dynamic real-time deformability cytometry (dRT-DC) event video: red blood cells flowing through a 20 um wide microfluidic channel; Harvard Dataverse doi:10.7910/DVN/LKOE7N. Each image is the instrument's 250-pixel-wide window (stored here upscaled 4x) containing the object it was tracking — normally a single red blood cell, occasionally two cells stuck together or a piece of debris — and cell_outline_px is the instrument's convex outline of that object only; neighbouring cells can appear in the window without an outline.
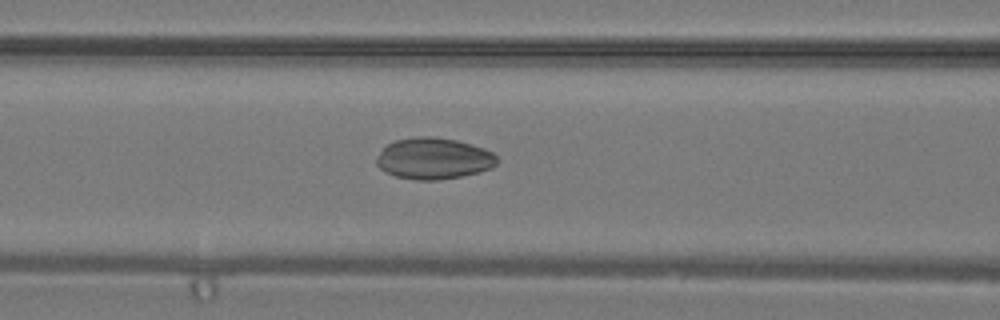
{"species": "common noctule bat (a hibernating species)", "species_latin": "Nyctalus noctula", "temperature_condition": "warm", "stored_images_in_passage": 31, "camera_frame_rate_fps": 3000, "um_per_image_px": 0.085, "animal": {"sex": "male", "body_mass_g": 19.2, "forearm_length_mm": 51.8}, "frame": {"image": 1, "passage_image": 9, "time_ms": 2.667, "image_size_px": [1000, 320], "cell_outline_px": [[500, 160], [492, 168], [460, 176], [436, 180], [416, 180], [396, 176], [384, 172], [376, 164], [376, 156], [388, 144], [396, 140], [416, 136], [432, 136], [456, 140], [484, 148], [492, 152]], "centroid_in_image_um": [36.85, 13.47], "position_along_channel_um": 129.7, "area_um2": 29.02}}
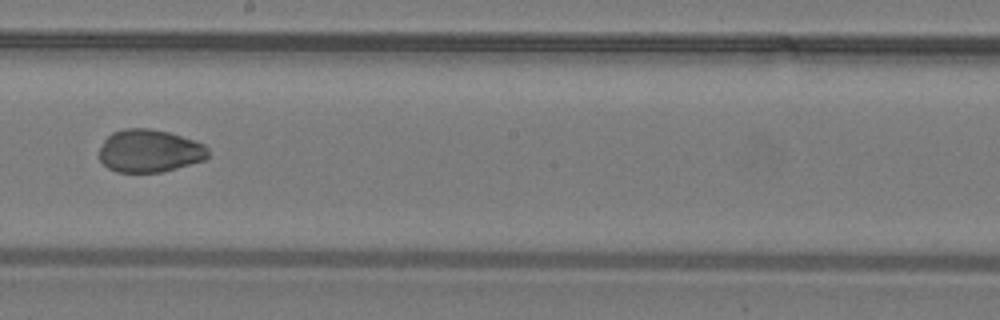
{"frame": {"image": 2, "passage_image": 15, "time_ms": 4.667, "image_size_px": [1000, 320], "cell_outline_px": [[208, 156], [204, 160], [176, 168], [160, 172], [116, 172], [108, 168], [96, 156], [104, 140], [112, 132], [124, 128], [148, 128], [168, 132], [204, 144], [208, 148]], "centroid_in_image_um": [12.66, 12.83], "position_along_channel_um": 235.5, "area_um2": 27.17}}
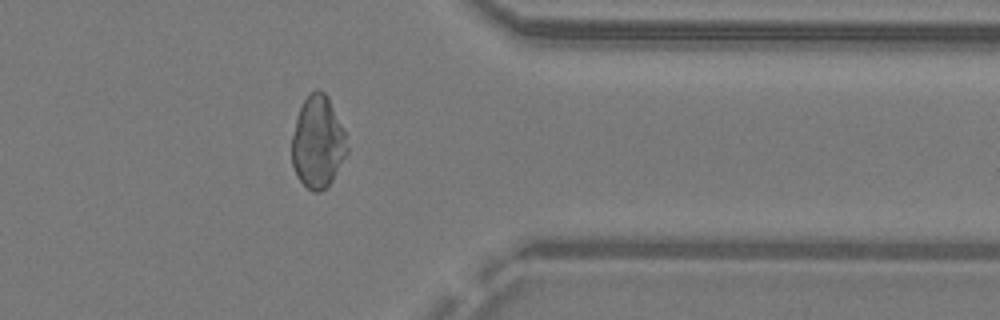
{"frame": {"image": 3, "passage_image": 24, "time_ms": 7.667, "image_size_px": [1000, 320], "cell_outline_px": [[348, 152], [332, 180], [320, 192], [312, 192], [296, 176], [292, 164], [292, 136], [296, 120], [300, 108], [304, 100], [316, 88], [320, 88], [328, 96], [344, 132], [348, 148]], "centroid_in_image_um": [27.01, 12.09], "position_along_channel_um": 384.4, "area_um2": 29.36}}